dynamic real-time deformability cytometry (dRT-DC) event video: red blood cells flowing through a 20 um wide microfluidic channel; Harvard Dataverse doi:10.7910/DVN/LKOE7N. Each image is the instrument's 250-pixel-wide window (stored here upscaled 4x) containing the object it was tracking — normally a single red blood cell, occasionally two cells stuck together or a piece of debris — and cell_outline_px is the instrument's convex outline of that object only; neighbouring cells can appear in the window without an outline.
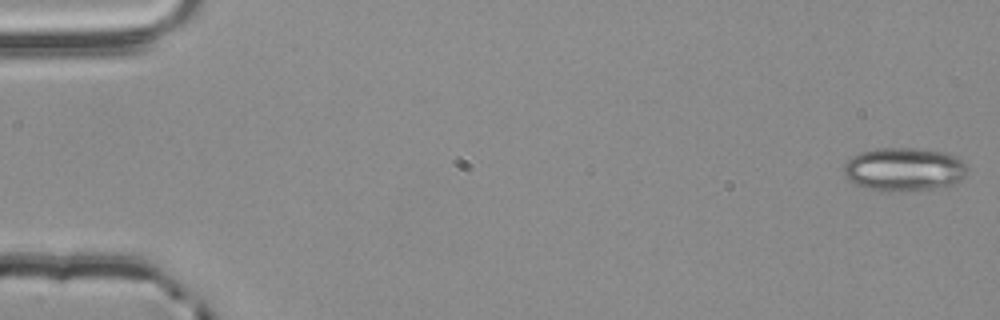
{"species": "common noctule bat (a hibernating species)", "species_latin": "Nyctalus noctula", "temperature_condition": "room temperature", "stored_images_in_passage": 54, "camera_frame_rate_fps": 3000, "um_per_image_px": 0.085, "animal": {"sex": "male", "body_mass_g": 20.4}, "frame": {"image": 1, "passage_image": 1, "time_ms": 0.0, "image_size_px": [1000, 320], "cell_outline_px": [[968, 168], [964, 176], [960, 180], [952, 184], [932, 188], [892, 192], [888, 192], [856, 184], [848, 180], [844, 176], [844, 164], [852, 156], [860, 152], [880, 148], [916, 148], [944, 152], [960, 160]], "centroid_in_image_um": [76.81, 14.38], "position_along_channel_um": 8.2, "area_um2": 30.92}}
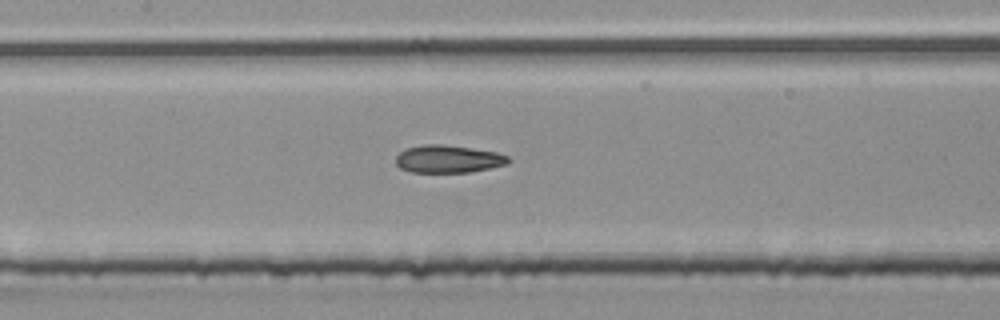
{"frame": {"image": 2, "passage_image": 26, "time_ms": 8.333, "image_size_px": [1000, 320], "cell_outline_px": [[512, 160], [508, 164], [472, 172], [412, 172], [400, 168], [396, 164], [396, 156], [404, 148], [428, 144], [444, 144], [496, 152], [508, 156]], "centroid_in_image_um": [38.11, 13.51], "position_along_channel_um": 169.3, "area_um2": 18.21}}
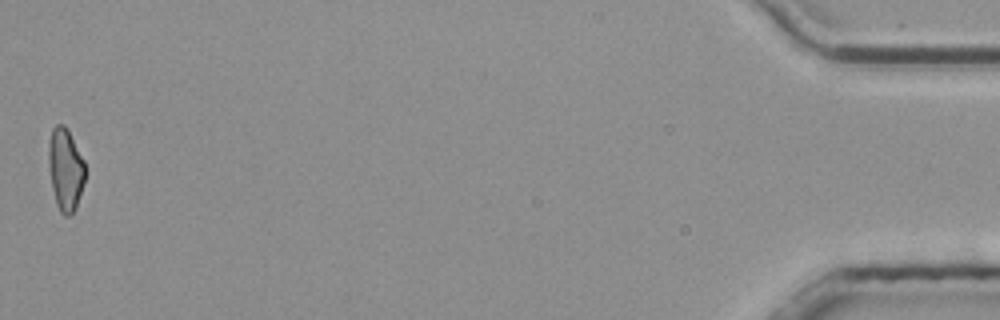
{"frame": {"image": 3, "passage_image": 54, "time_ms": 17.667, "image_size_px": [1000, 320], "cell_outline_px": [[84, 184], [76, 208], [68, 216], [64, 216], [60, 212], [56, 204], [52, 188], [48, 160], [48, 144], [52, 128], [56, 124], [64, 124], [84, 160]], "centroid_in_image_um": [5.55, 14.41], "position_along_channel_um": 429.7, "area_um2": 17.46}, "authors_computed_cell_mechanics": {"area_um2": 18.2937, "velocity_mm_per_s": 3.878, "shape_relaxation_time_tau1_ms": null, "shape_relaxation_time_tau2_ms": 3.2039, "deformation_change_tau1": null, "deformation_change_tau2": 0.0988}}